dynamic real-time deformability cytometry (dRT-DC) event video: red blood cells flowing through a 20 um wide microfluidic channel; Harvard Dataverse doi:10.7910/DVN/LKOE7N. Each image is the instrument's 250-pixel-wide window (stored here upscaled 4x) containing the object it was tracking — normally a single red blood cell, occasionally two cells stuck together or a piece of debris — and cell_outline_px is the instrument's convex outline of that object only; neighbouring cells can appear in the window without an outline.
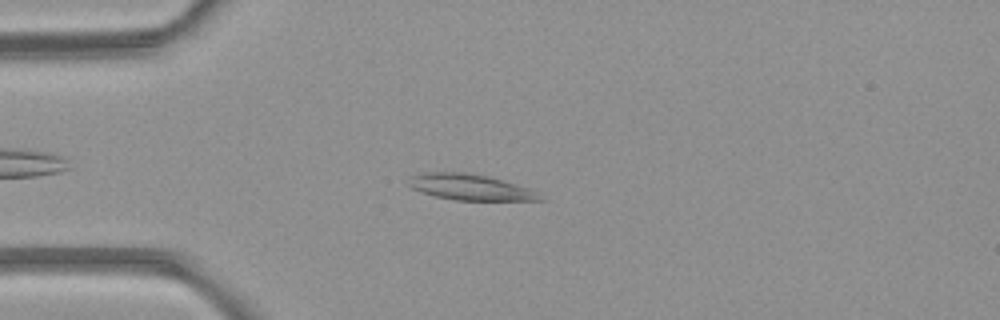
{"species": "common noctule bat (a hibernating species)", "species_latin": "Nyctalus noctula", "temperature_condition": "room temperature", "stored_images_in_passage": 3, "camera_frame_rate_fps": 3000, "um_per_image_px": 0.085, "animal": {"sex": "female", "body_mass_g": 21.9}, "frame": {"image": 1, "passage_image": 2, "time_ms": 1.0, "image_size_px": [1000, 320], "cell_outline_px": [[548, 200], [456, 200], [436, 196], [412, 188], [408, 184], [408, 176], [424, 172], [464, 172], [488, 176], [528, 188], [540, 192]], "centroid_in_image_um": [39.99, 15.9], "position_along_channel_um": 45.0, "area_um2": 19.83}}